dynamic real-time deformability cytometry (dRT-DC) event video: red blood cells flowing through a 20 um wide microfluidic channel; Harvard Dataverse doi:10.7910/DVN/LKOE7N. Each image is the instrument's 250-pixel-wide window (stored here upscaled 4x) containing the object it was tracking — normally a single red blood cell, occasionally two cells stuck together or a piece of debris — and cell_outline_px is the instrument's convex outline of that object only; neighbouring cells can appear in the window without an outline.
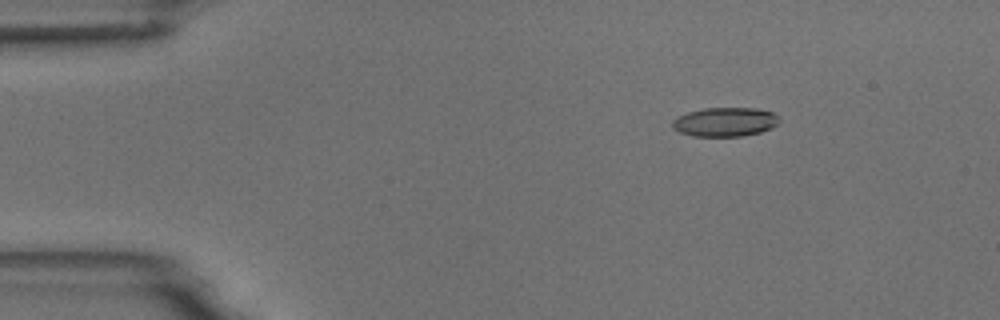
{"species": "common noctule bat (a hibernating species)", "species_latin": "Nyctalus noctula", "temperature_condition": "room temperature", "stored_images_in_passage": 5, "camera_frame_rate_fps": 3000, "um_per_image_px": 0.085, "animal": {"sex": "male", "body_mass_g": 18.8}, "frame": {"image": 1, "passage_image": 3, "time_ms": 2.333, "image_size_px": [1000, 320], "cell_outline_px": [[780, 120], [772, 128], [760, 132], [740, 136], [692, 136], [680, 132], [672, 128], [672, 120], [676, 116], [688, 112], [704, 108], [756, 108], [772, 112]], "centroid_in_image_um": [61.59, 10.36], "position_along_channel_um": 23.4, "area_um2": 18.09}}